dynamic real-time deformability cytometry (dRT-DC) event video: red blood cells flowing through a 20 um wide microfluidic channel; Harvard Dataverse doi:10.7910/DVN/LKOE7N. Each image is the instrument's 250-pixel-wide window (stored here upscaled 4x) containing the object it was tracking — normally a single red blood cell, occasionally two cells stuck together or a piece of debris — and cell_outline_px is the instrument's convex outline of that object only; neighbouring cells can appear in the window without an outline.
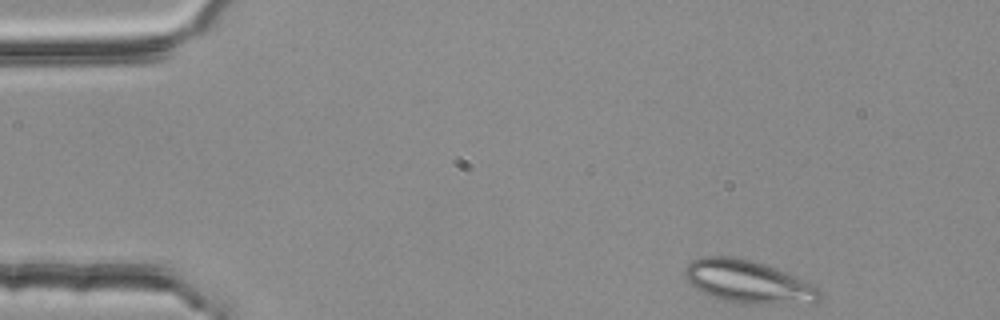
{"species": "common noctule bat (a hibernating species)", "species_latin": "Nyctalus noctula", "temperature_condition": "room temperature", "stored_images_in_passage": 45, "camera_frame_rate_fps": 3000, "um_per_image_px": 0.085, "animal": {"sex": "female", "body_mass_g": 25.1}, "frame": {"image": 1, "passage_image": 1, "time_ms": 0.0, "image_size_px": [1000, 320], "cell_outline_px": [[824, 296], [816, 304], [756, 304], [720, 300], [688, 284], [684, 276], [684, 268], [692, 260], [704, 256], [732, 256], [752, 260], [776, 268], [824, 292]], "centroid_in_image_um": [63.59, 23.97], "position_along_channel_um": 21.4, "area_um2": 33.7}}
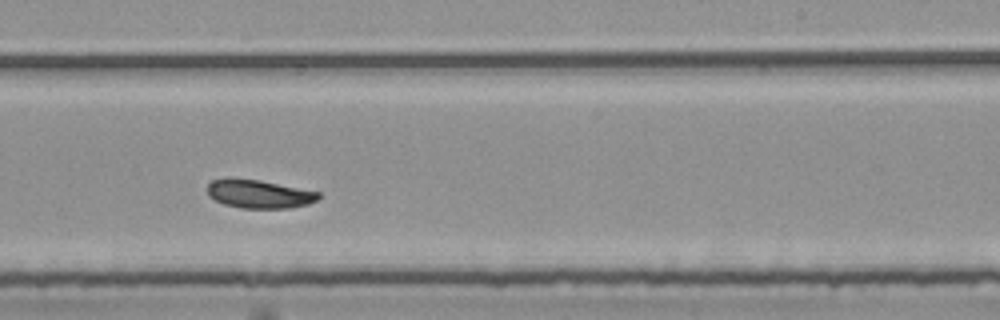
{"frame": {"image": 2, "passage_image": 28, "time_ms": 9.0, "image_size_px": [1000, 320], "cell_outline_px": [[320, 196], [316, 200], [308, 204], [288, 208], [240, 208], [224, 204], [208, 196], [208, 184], [212, 180], [228, 176], [260, 180], [320, 192]], "centroid_in_image_um": [21.98, 16.46], "position_along_channel_um": 267.0, "area_um2": 18.61}}
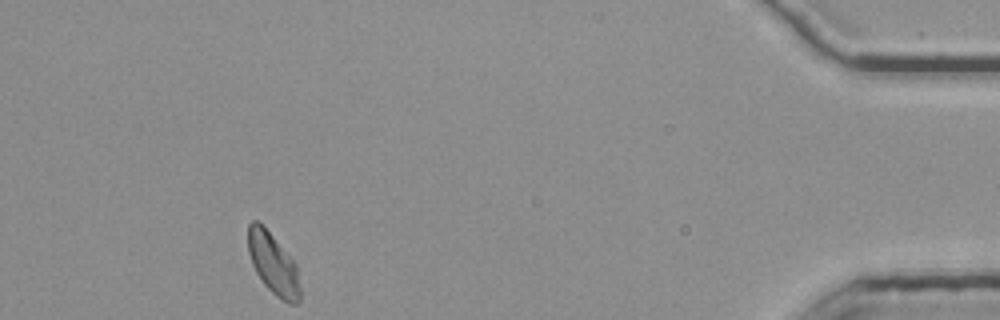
{"frame": {"image": 3, "passage_image": 45, "time_ms": 14.667, "image_size_px": [1000, 320], "cell_outline_px": [[300, 300], [296, 304], [288, 304], [280, 300], [264, 284], [256, 272], [252, 264], [248, 252], [248, 224], [252, 220], [256, 220], [272, 236], [296, 264], [300, 288]], "centroid_in_image_um": [23.22, 22.47], "position_along_channel_um": 412.0, "area_um2": 18.32}, "authors_computed_cell_mechanics": {"area_um2": 19.0162, "velocity_mm_per_s": 3.7212, "shape_relaxation_time_tau1_ms": 3.1357, "shape_relaxation_time_tau2_ms": 3.4315, "deformation_change_tau1": 0.0873, "deformation_change_tau2": 0.0701}}